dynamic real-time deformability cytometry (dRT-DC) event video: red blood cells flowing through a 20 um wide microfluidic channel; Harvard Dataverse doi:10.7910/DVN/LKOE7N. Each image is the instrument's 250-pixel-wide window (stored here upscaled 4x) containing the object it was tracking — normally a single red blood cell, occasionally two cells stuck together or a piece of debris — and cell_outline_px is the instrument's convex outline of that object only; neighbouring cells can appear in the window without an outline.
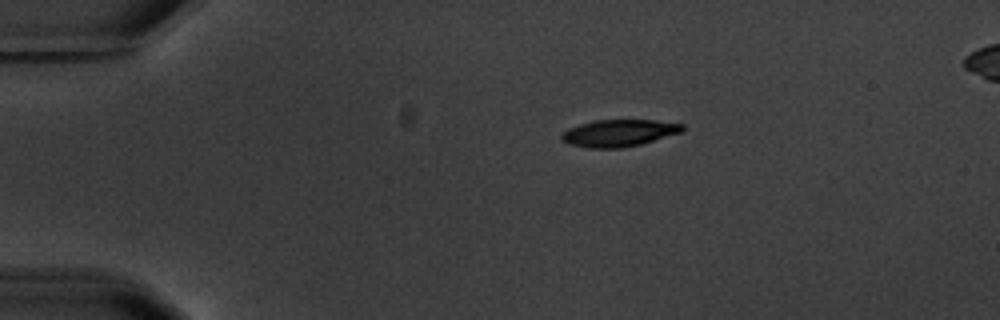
{"species": "common noctule bat (a hibernating species)", "species_latin": "Nyctalus noctula", "temperature_condition": "warm", "stored_images_in_passage": 8, "camera_frame_rate_fps": 3000, "um_per_image_px": 0.085, "animal": {"sex": "male", "body_mass_g": 20.1, "forearm_length_mm": 53.5}, "frame": {"image": 1, "passage_image": 1, "time_ms": 0.0, "image_size_px": [1000, 320], "cell_outline_px": [[684, 128], [680, 132], [640, 144], [624, 148], [588, 148], [568, 144], [560, 140], [560, 136], [568, 128], [592, 120], [656, 120], [684, 124]], "centroid_in_image_um": [52.55, 11.31], "position_along_channel_um": 32.4, "area_um2": 19.02}}
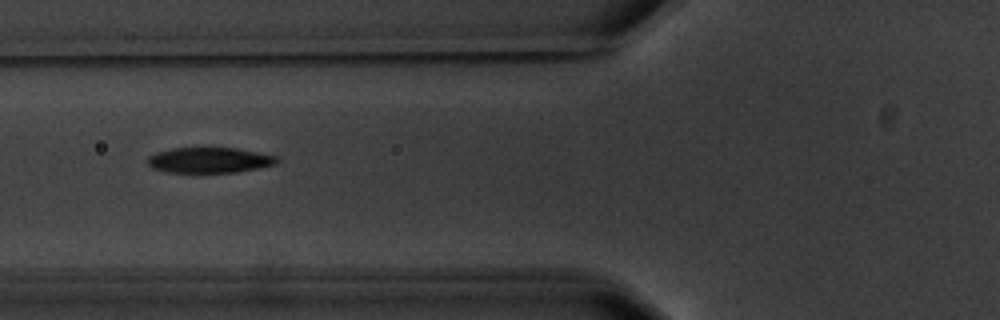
{"frame": {"image": 2, "passage_image": 4, "time_ms": 3.667, "image_size_px": [1000, 320], "cell_outline_px": [[280, 160], [276, 164], [236, 172], [164, 172], [152, 168], [148, 164], [148, 156], [156, 152], [172, 148], [200, 144], [204, 144], [236, 148], [280, 156]], "centroid_in_image_um": [17.79, 13.55], "position_along_channel_um": 108.0, "area_um2": 20.23}}
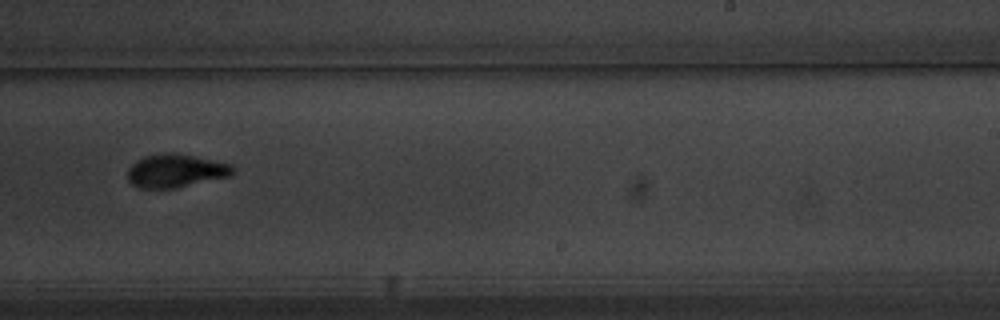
{"frame": {"image": 3, "passage_image": 8, "time_ms": 8.333, "image_size_px": [1000, 320], "cell_outline_px": [[236, 172], [232, 176], [176, 188], [140, 188], [132, 184], [128, 180], [128, 168], [136, 160], [144, 156], [168, 152], [172, 152], [232, 164], [236, 168]], "centroid_in_image_um": [14.97, 14.52], "position_along_channel_um": 274.0, "area_um2": 20.58}}